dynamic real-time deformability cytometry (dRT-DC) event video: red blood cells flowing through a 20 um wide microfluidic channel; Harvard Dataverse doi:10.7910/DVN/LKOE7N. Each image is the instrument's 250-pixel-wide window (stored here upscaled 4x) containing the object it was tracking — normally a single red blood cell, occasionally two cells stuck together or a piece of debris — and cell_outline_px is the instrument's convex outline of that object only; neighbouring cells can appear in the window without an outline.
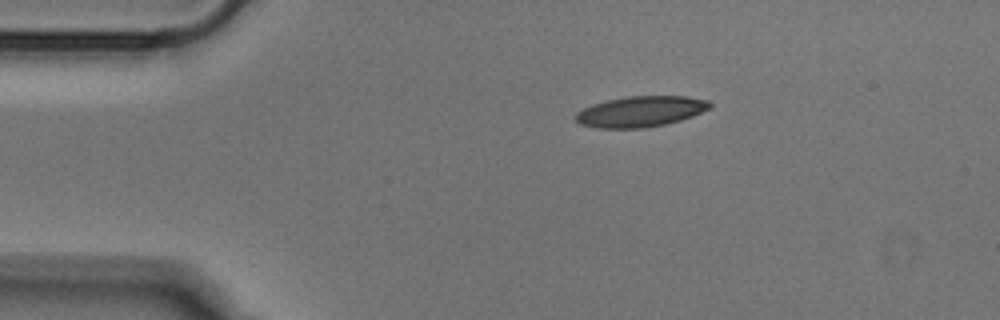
{"species": "Egyptian fruit bat (a non-hibernating species)", "species_latin": "Rousettus aegyptiacus", "temperature_condition": "cold", "stored_images_in_passage": 43, "camera_frame_rate_fps": 3000, "um_per_image_px": 0.085, "animal": {"sex": "male"}, "frame": {"image": 1, "passage_image": 1, "time_ms": 0.0, "image_size_px": [1000, 320], "cell_outline_px": [[712, 108], [692, 116], [680, 120], [664, 124], [644, 128], [596, 128], [580, 124], [572, 116], [576, 112], [592, 104], [608, 100], [628, 96], [688, 96], [708, 100], [712, 104]], "centroid_in_image_um": [54.45, 9.48], "position_along_channel_um": 30.6, "area_um2": 24.16}}
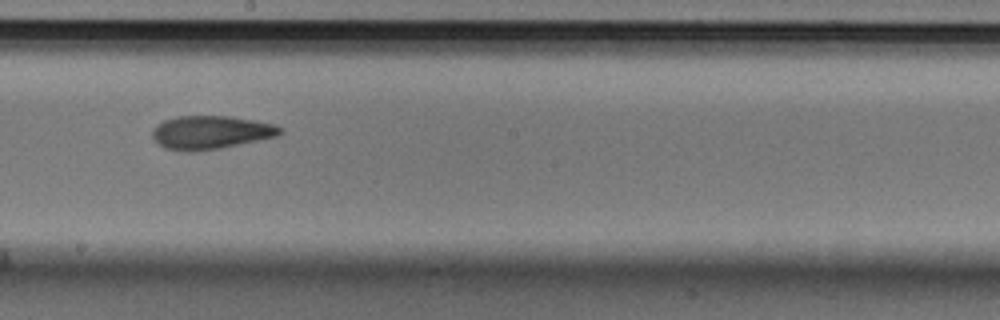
{"frame": {"image": 2, "passage_image": 20, "time_ms": 6.333, "image_size_px": [1000, 320], "cell_outline_px": [[284, 132], [276, 136], [220, 148], [192, 152], [184, 152], [164, 148], [156, 144], [152, 136], [152, 128], [156, 124], [164, 120], [176, 116], [232, 116], [276, 124]], "centroid_in_image_um": [17.85, 11.25], "position_along_channel_um": 230.3, "area_um2": 25.09}}
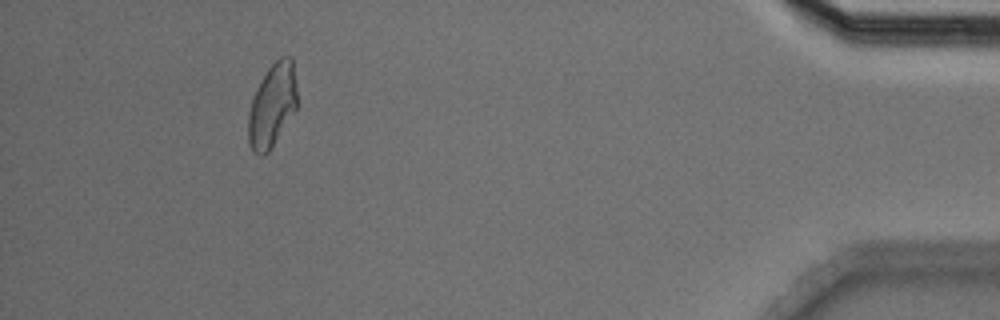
{"frame": {"image": 3, "passage_image": 39, "time_ms": 12.667, "image_size_px": [1000, 320], "cell_outline_px": [[296, 108], [268, 152], [264, 156], [260, 156], [252, 152], [248, 144], [248, 116], [252, 100], [256, 88], [268, 68], [280, 56], [292, 56], [296, 88]], "centroid_in_image_um": [23.11, 8.96], "position_along_channel_um": 412.1, "area_um2": 23.52}}